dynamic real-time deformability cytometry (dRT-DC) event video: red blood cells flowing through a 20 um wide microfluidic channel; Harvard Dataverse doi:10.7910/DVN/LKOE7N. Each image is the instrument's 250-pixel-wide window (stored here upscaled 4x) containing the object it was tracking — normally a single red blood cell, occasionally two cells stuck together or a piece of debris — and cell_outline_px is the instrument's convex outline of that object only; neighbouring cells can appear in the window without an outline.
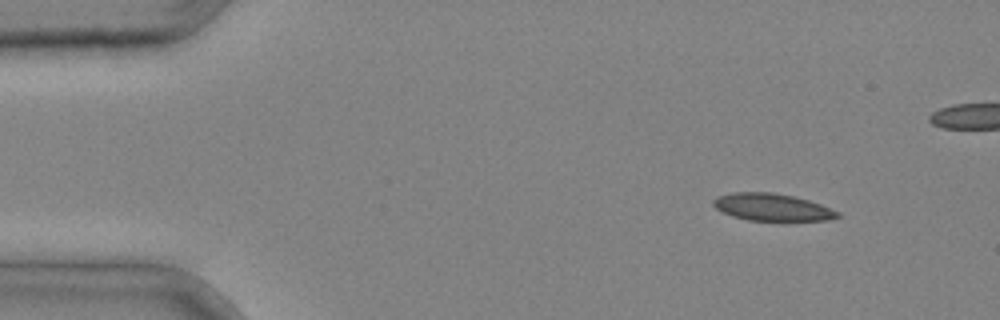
{"species": "common noctule bat (a hibernating species)", "species_latin": "Nyctalus noctula", "temperature_condition": "cold", "stored_images_in_passage": 4, "camera_frame_rate_fps": 3000, "um_per_image_px": 0.085, "animal": {"sex": "male", "body_mass_g": 20.4}, "frame": {"image": 1, "passage_image": 2, "time_ms": 0.333, "image_size_px": [1000, 320], "cell_outline_px": [[840, 216], [828, 220], [748, 220], [732, 216], [716, 208], [712, 204], [712, 200], [716, 196], [732, 192], [772, 192], [792, 196], [808, 200], [820, 204], [840, 212]], "centroid_in_image_um": [65.6, 17.6], "position_along_channel_um": 19.4, "area_um2": 19.59}}